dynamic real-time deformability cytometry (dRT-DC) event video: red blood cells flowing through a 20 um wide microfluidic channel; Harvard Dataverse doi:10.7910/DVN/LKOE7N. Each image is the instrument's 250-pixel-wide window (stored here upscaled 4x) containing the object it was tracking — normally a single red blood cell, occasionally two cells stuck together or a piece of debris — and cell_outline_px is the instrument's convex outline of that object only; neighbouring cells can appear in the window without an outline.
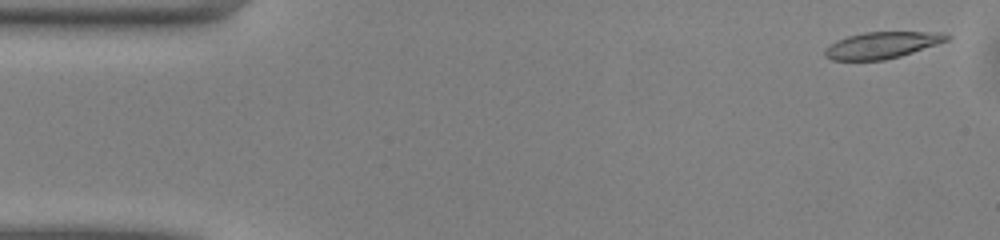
{"species": "common noctule bat (a hibernating species)", "species_latin": "Nyctalus noctula", "temperature_condition": "warm", "stored_images_in_passage": 49, "camera_frame_rate_fps": 3000, "um_per_image_px": 0.085, "animal": {"sex": "male", "body_mass_g": 13.0, "forearm_length_mm": 53.1}, "frame": {"image": 1, "passage_image": 2, "time_ms": 0.333, "image_size_px": [1000, 240], "cell_outline_px": [[952, 36], [948, 40], [900, 56], [884, 60], [832, 60], [824, 56], [824, 48], [836, 40], [848, 36], [864, 32], [940, 32]], "centroid_in_image_um": [74.92, 3.83], "position_along_channel_um": 10.1, "area_um2": 18.79}}
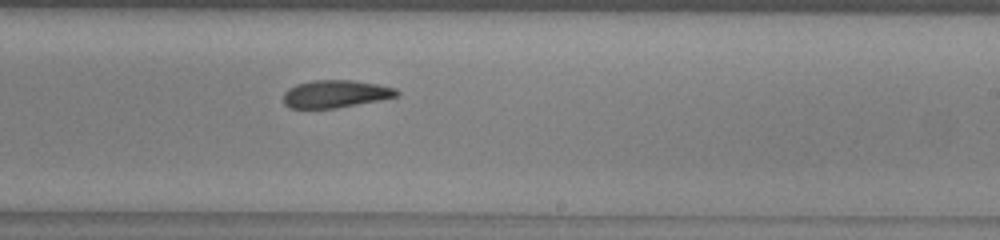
{"frame": {"image": 2, "passage_image": 29, "time_ms": 9.333, "image_size_px": [1000, 240], "cell_outline_px": [[400, 96], [380, 100], [336, 108], [288, 108], [284, 104], [284, 92], [288, 88], [296, 84], [312, 80], [352, 80], [376, 84], [396, 88], [400, 92]], "centroid_in_image_um": [28.52, 7.98], "position_along_channel_um": 260.5, "area_um2": 18.32}}
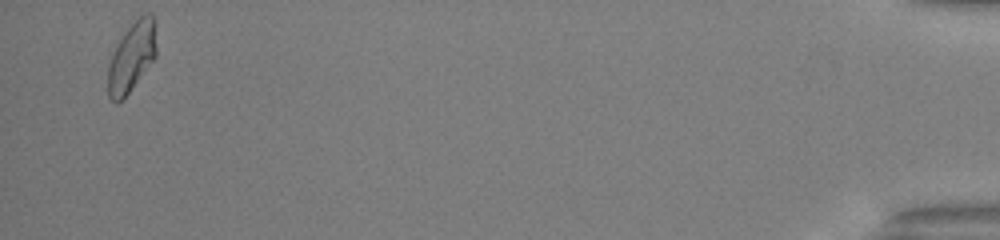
{"frame": {"image": 3, "passage_image": 48, "time_ms": 15.667, "image_size_px": [1000, 240], "cell_outline_px": [[156, 56], [124, 100], [116, 104], [108, 96], [108, 68], [116, 44], [124, 32], [144, 12], [152, 12], [156, 20]], "centroid_in_image_um": [11.22, 4.83], "position_along_channel_um": 424.0, "area_um2": 19.94}, "authors_computed_cell_mechanics": {"area_um2": 19.074, "velocity_mm_per_s": 4.103, "shape_relaxation_time_tau1_ms": 5.3827, "shape_relaxation_time_tau2_ms": null, "deformation_change_tau1": 0.1543, "deformation_change_tau2": null}}